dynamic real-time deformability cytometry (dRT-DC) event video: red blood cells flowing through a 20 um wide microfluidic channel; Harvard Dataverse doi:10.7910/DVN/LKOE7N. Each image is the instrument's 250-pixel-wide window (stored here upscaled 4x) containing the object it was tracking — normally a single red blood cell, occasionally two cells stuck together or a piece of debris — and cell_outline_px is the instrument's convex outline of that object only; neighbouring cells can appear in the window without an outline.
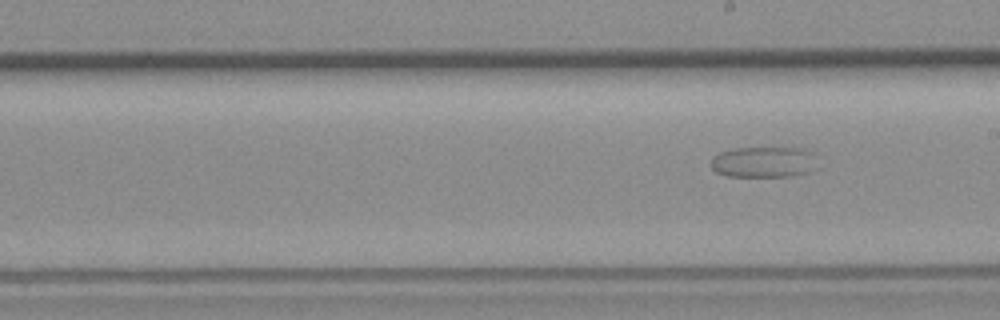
{"species": "common noctule bat (a hibernating species)", "species_latin": "Nyctalus noctula", "temperature_condition": "room temperature", "stored_images_in_passage": 8, "segment_of_instrument_passage": [2, 2], "camera_frame_rate_fps": 3000, "um_per_image_px": 0.085, "animal": {"sex": "female", "body_mass_g": 19.3, "forearm_length_mm": 54.1}, "frame": {"image": 1, "passage_image": 8, "time_ms": 9.0, "image_size_px": [1000, 320], "cell_outline_px": [[812, 152], [808, 172], [788, 176], [728, 176], [716, 172], [708, 164], [712, 156], [720, 152], [736, 148], [804, 148]], "centroid_in_image_um": [64.75, 13.76], "position_along_channel_um": 224.3, "area_um2": 18.67}}